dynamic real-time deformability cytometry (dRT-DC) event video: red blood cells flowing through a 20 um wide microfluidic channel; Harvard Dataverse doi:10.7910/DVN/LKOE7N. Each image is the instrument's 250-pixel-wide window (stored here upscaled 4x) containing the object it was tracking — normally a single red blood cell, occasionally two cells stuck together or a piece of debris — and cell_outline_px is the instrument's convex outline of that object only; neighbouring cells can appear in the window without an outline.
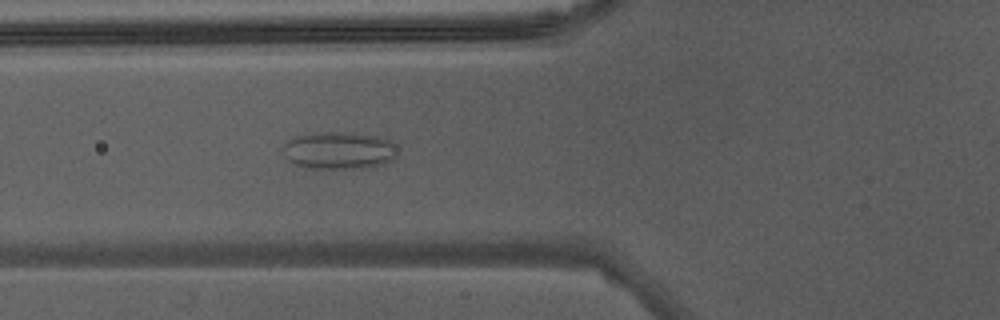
{"species": "Egyptian fruit bat (a non-hibernating species)", "species_latin": "Rousettus aegyptiacus", "temperature_condition": "warm", "stored_images_in_passage": 36, "camera_frame_rate_fps": 3000, "um_per_image_px": 0.085, "animal": {"sex": "male"}, "frame": {"image": 1, "passage_image": 16, "time_ms": 5.0, "image_size_px": [1000, 320], "cell_outline_px": [[396, 160], [388, 164], [372, 168], [304, 168], [292, 164], [284, 156], [284, 144], [292, 136], [316, 132], [340, 132], [380, 136], [392, 140], [396, 156]], "centroid_in_image_um": [28.82, 12.8], "position_along_channel_um": 97.0, "area_um2": 25.55}}
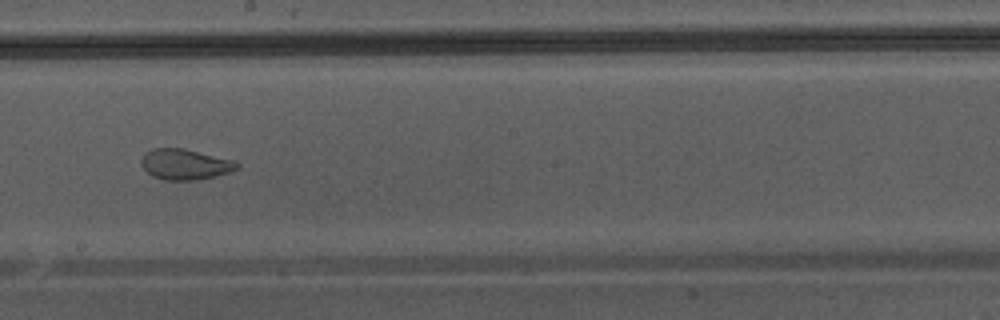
{"frame": {"image": 2, "passage_image": 25, "time_ms": 8.0, "image_size_px": [1000, 320], "cell_outline_px": [[240, 168], [216, 176], [196, 180], [164, 180], [152, 176], [144, 168], [140, 160], [144, 152], [152, 148], [184, 148], [232, 160], [240, 164]], "centroid_in_image_um": [15.71, 13.96], "position_along_channel_um": 232.5, "area_um2": 17.11}}